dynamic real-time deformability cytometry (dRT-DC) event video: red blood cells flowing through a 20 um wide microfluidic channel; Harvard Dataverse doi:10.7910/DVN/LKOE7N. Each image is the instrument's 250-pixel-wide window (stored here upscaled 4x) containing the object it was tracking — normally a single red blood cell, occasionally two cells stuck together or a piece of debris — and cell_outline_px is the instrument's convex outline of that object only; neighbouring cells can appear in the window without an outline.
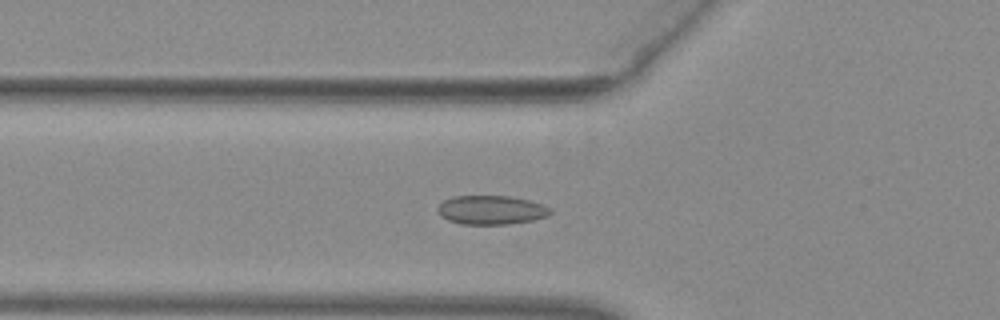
{"species": "common noctule bat (a hibernating species)", "species_latin": "Nyctalus noctula", "temperature_condition": "warm", "stored_images_in_passage": 52, "camera_frame_rate_fps": 3000, "um_per_image_px": 0.085, "animal": {"sex": "female", "body_mass_g": 29.2, "forearm_length_mm": 56.3}, "frame": {"image": 1, "passage_image": 19, "time_ms": 6.0, "image_size_px": [1000, 320], "cell_outline_px": [[552, 212], [548, 216], [532, 220], [508, 224], [460, 224], [448, 220], [440, 216], [436, 212], [436, 208], [444, 200], [452, 196], [508, 196], [528, 200], [544, 204], [552, 208]], "centroid_in_image_um": [41.74, 17.85], "position_along_channel_um": 84.1, "area_um2": 19.19}}
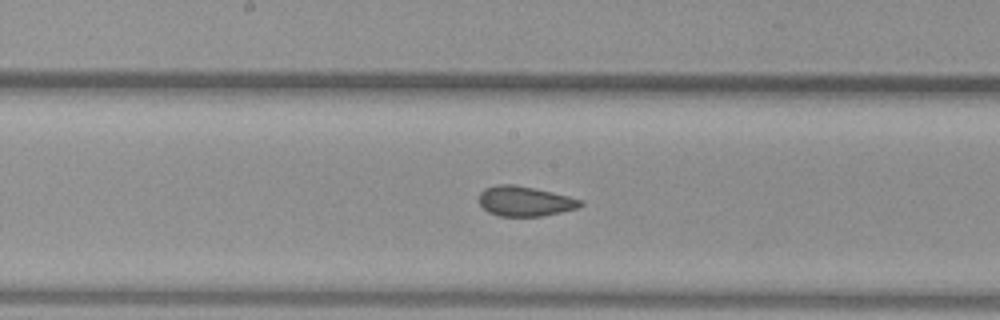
{"frame": {"image": 2, "passage_image": 28, "time_ms": 9.0, "image_size_px": [1000, 320], "cell_outline_px": [[584, 204], [576, 208], [544, 216], [500, 216], [488, 212], [480, 204], [480, 192], [484, 188], [496, 184], [512, 184], [552, 192], [584, 200]], "centroid_in_image_um": [44.62, 17.1], "position_along_channel_um": 203.6, "area_um2": 17.63}}
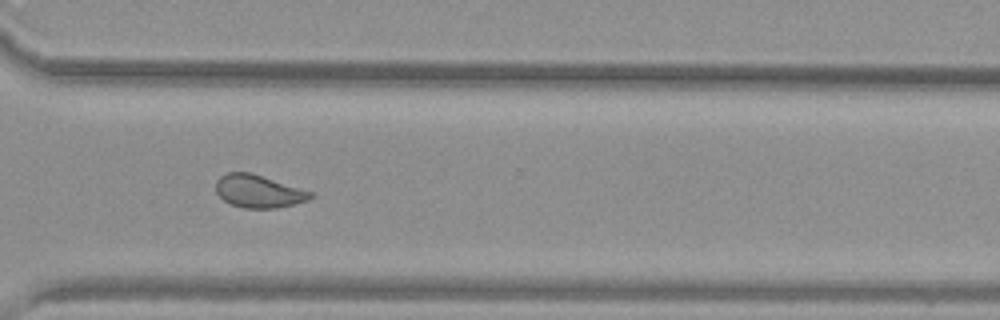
{"frame": {"image": 3, "passage_image": 39, "time_ms": 12.667, "image_size_px": [1000, 320], "cell_outline_px": [[312, 196], [308, 200], [276, 208], [244, 208], [232, 204], [224, 200], [216, 192], [216, 180], [220, 176], [228, 172], [252, 172], [312, 192]], "centroid_in_image_um": [21.94, 16.24], "position_along_channel_um": 348.7, "area_um2": 17.92}, "authors_computed_cell_mechanics": {"area_um2": 19.1607, "velocity_mm_per_s": 3.9613, "shape_relaxation_time_tau1_ms": null, "shape_relaxation_time_tau2_ms": 0.7963, "deformation_change_tau1": null, "deformation_change_tau2": 0.0431}}